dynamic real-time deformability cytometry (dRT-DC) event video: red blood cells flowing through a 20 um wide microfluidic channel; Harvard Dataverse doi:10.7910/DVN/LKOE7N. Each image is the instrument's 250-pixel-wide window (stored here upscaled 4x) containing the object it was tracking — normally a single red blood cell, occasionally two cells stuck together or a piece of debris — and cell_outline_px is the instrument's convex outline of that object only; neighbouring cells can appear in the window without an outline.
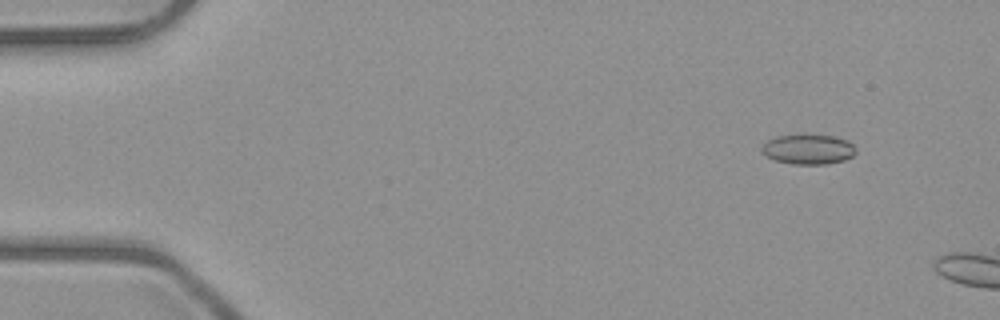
{"species": "common noctule bat (a hibernating species)", "species_latin": "Nyctalus noctula", "temperature_condition": "room temperature", "stored_images_in_passage": 2, "camera_frame_rate_fps": 3000, "um_per_image_px": 0.085, "animal": {"sex": "male", "body_mass_g": 23.1, "forearm_length_mm": 52.7}, "frame": {"image": 1, "passage_image": 1, "time_ms": 0.0, "image_size_px": [1000, 320], "cell_outline_px": [[856, 152], [852, 156], [844, 160], [828, 164], [792, 164], [776, 160], [760, 152], [760, 148], [768, 140], [776, 136], [836, 136], [848, 140], [856, 148]], "centroid_in_image_um": [68.72, 12.71], "position_along_channel_um": 16.3, "area_um2": 16.18}}